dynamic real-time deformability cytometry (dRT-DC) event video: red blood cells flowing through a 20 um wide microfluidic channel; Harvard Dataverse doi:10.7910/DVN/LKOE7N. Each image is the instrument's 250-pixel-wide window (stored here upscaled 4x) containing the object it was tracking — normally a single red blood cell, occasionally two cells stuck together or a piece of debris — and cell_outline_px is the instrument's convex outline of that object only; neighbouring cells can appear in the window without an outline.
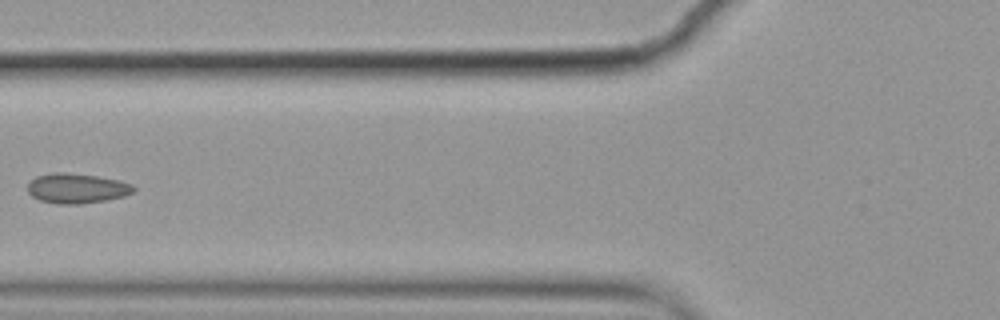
{"species": "common noctule bat (a hibernating species)", "species_latin": "Nyctalus noctula", "temperature_condition": "cold", "stored_images_in_passage": 7, "segment_of_instrument_passage": [2, 2], "camera_frame_rate_fps": 3000, "um_per_image_px": 0.085, "animal": {"sex": "female", "body_mass_g": 19.9}, "frame": {"image": 1, "passage_image": 7, "time_ms": 2.0, "image_size_px": [1000, 320], "cell_outline_px": [[136, 188], [132, 192], [124, 196], [104, 200], [80, 204], [60, 204], [40, 200], [32, 196], [28, 192], [28, 184], [36, 176], [52, 172], [64, 172], [96, 176], [116, 180], [132, 184]], "centroid_in_image_um": [6.5, 16.0], "position_along_channel_um": 119.3, "area_um2": 18.26}}